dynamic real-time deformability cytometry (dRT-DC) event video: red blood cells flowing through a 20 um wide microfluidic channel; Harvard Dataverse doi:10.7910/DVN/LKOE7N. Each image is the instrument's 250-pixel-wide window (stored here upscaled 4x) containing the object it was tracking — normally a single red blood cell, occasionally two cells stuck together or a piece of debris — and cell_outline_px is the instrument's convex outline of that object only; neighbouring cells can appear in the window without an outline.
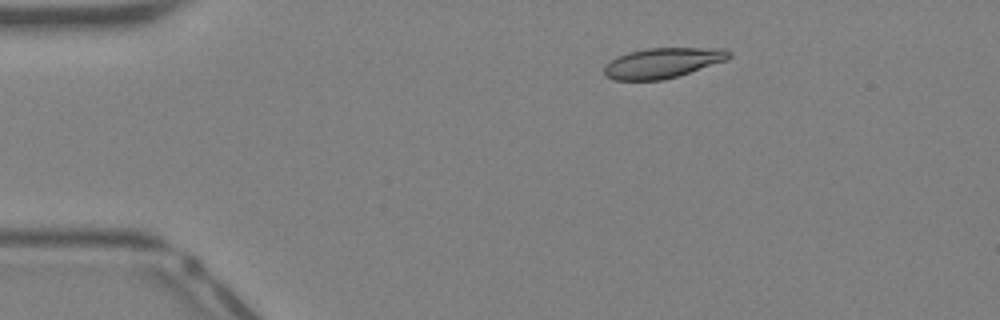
{"species": "Egyptian fruit bat (a non-hibernating species)", "species_latin": "Rousettus aegyptiacus", "temperature_condition": "warm", "stored_images_in_passage": 34, "camera_frame_rate_fps": 3000, "um_per_image_px": 0.085, "animal": {"sex": "female"}, "frame": {"image": 1, "passage_image": 1, "time_ms": 0.0, "image_size_px": [1000, 320], "cell_outline_px": [[732, 56], [724, 60], [676, 76], [660, 80], [612, 80], [604, 76], [604, 68], [616, 56], [628, 52], [648, 48], [724, 48], [732, 52]], "centroid_in_image_um": [56.28, 5.34], "position_along_channel_um": 28.7, "area_um2": 21.68}}
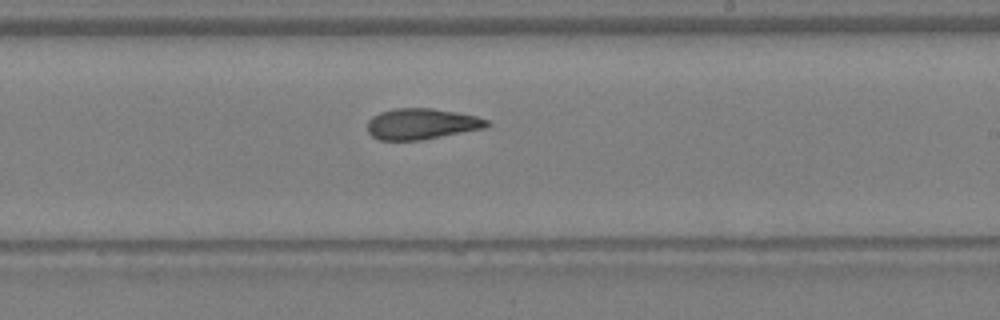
{"frame": {"image": 2, "passage_image": 18, "time_ms": 5.667, "image_size_px": [1000, 320], "cell_outline_px": [[488, 124], [484, 128], [420, 140], [380, 140], [372, 136], [368, 132], [368, 120], [372, 116], [380, 112], [392, 108], [432, 108], [476, 116], [488, 120]], "centroid_in_image_um": [35.78, 10.52], "position_along_channel_um": 253.2, "area_um2": 21.33}}
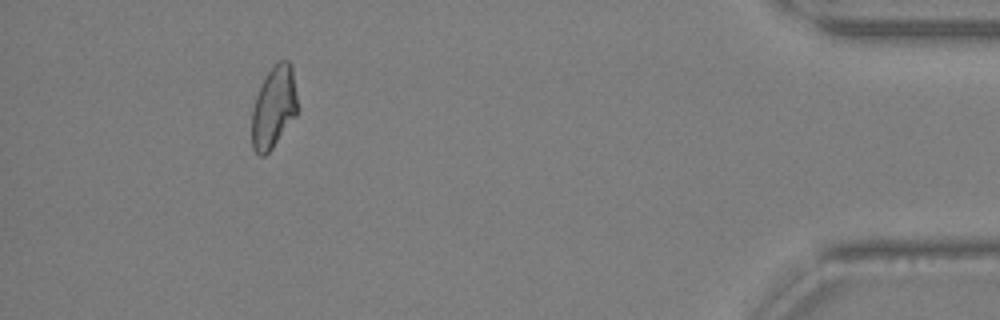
{"frame": {"image": 3, "passage_image": 31, "time_ms": 10.0, "image_size_px": [1000, 320], "cell_outline_px": [[300, 108], [296, 116], [272, 148], [264, 156], [260, 156], [252, 148], [252, 108], [256, 96], [268, 72], [280, 60], [288, 60], [292, 64]], "centroid_in_image_um": [23.31, 9.11], "position_along_channel_um": 411.9, "area_um2": 22.02}}